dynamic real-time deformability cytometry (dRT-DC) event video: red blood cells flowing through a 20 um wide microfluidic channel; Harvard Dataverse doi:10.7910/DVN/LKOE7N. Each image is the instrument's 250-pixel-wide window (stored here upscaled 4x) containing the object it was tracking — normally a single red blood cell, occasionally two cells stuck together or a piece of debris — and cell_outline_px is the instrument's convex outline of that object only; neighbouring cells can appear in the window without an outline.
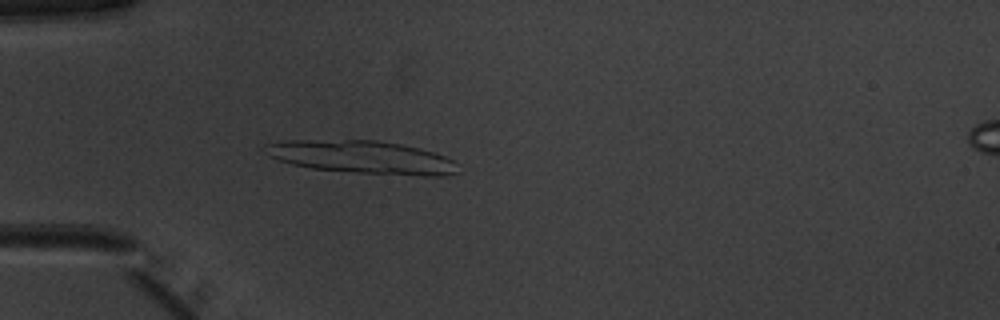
{"species": "common noctule bat (a hibernating species)", "species_latin": "Nyctalus noctula", "temperature_condition": "warm", "stored_images_in_passage": 51, "camera_frame_rate_fps": 3000, "um_per_image_px": 0.085, "animal": {"sex": "male", "body_mass_g": 20.1, "forearm_length_mm": 53.5}, "frame": {"image": 1, "passage_image": 16, "time_ms": 5.0, "image_size_px": [1000, 320], "cell_outline_px": [[460, 172], [444, 176], [424, 176], [356, 172], [312, 168], [292, 164], [268, 156], [264, 144], [288, 140], [376, 140], [400, 144], [420, 148], [444, 156], [452, 160]], "centroid_in_image_um": [30.79, 13.35], "position_along_channel_um": 54.2, "area_um2": 36.7}}